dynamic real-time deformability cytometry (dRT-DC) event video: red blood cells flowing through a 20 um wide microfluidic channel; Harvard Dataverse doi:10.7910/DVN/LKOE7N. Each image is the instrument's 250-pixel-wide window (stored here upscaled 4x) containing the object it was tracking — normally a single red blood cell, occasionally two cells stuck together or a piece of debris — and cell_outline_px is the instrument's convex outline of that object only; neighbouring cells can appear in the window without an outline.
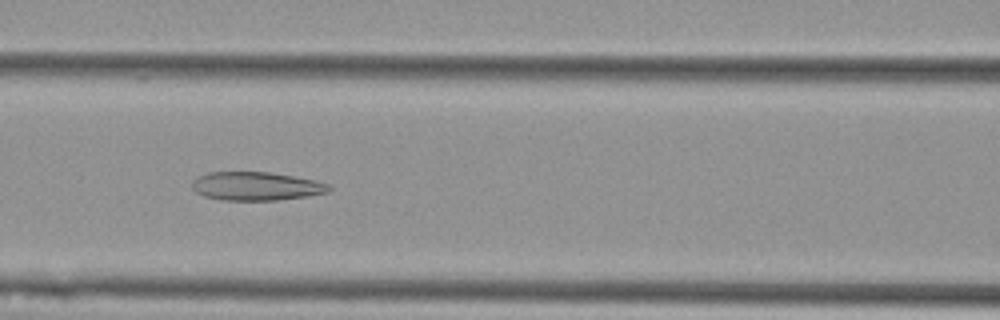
{"species": "Egyptian fruit bat (a non-hibernating species)", "species_latin": "Rousettus aegyptiacus", "temperature_condition": "cold", "stored_images_in_passage": 38, "camera_frame_rate_fps": 3000, "um_per_image_px": 0.085, "animal": {"sex": "female"}, "frame": {"image": 1, "passage_image": 12, "time_ms": 3.667, "image_size_px": [1000, 320], "cell_outline_px": [[332, 188], [328, 192], [308, 196], [276, 200], [224, 200], [204, 196], [196, 192], [192, 188], [192, 180], [208, 172], [268, 172], [316, 180], [328, 184]], "centroid_in_image_um": [21.77, 15.82], "position_along_channel_um": 144.8, "area_um2": 22.66}}
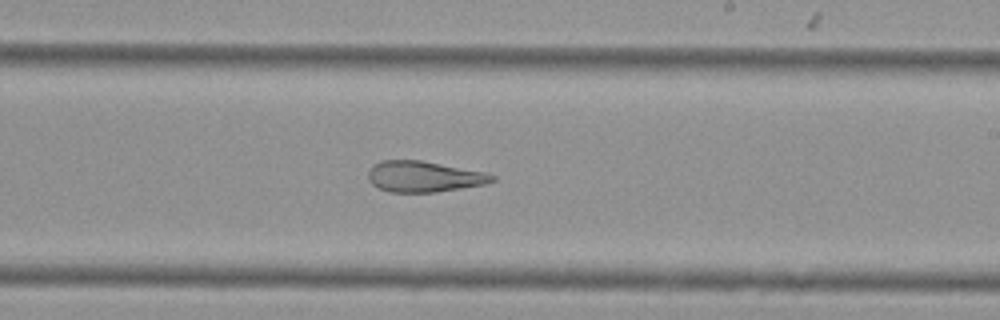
{"frame": {"image": 2, "passage_image": 21, "time_ms": 6.667, "image_size_px": [1000, 320], "cell_outline_px": [[496, 180], [484, 184], [436, 192], [392, 192], [380, 188], [372, 184], [368, 180], [368, 168], [372, 164], [380, 160], [420, 160], [484, 172], [496, 176]], "centroid_in_image_um": [35.98, 15.0], "position_along_channel_um": 253.0, "area_um2": 22.25}}
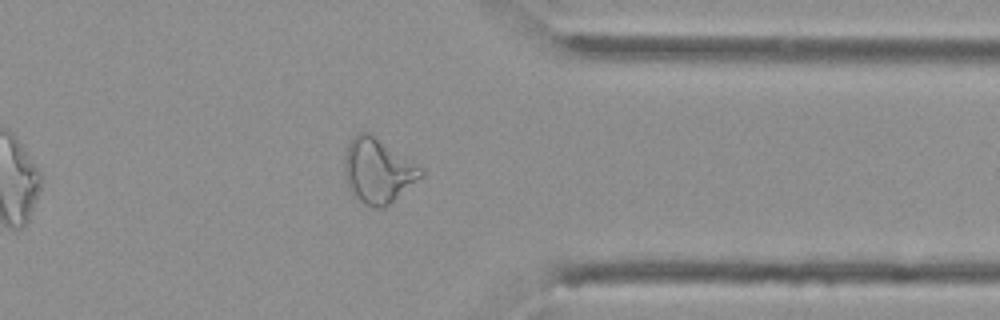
{"frame": {"image": 3, "passage_image": 32, "time_ms": 10.333, "image_size_px": [1000, 320], "cell_outline_px": [[424, 176], [384, 208], [372, 208], [364, 204], [352, 192], [344, 180], [344, 156], [348, 144], [352, 136], [356, 132], [372, 132], [424, 168]], "centroid_in_image_um": [32.13, 14.47], "position_along_channel_um": 379.3, "area_um2": 29.48}, "authors_computed_cell_mechanics": {"area_um2": 24.3627, "velocity_mm_per_s": 3.6205, "shape_relaxation_time_tau1_ms": null, "shape_relaxation_time_tau2_ms": 2.826, "deformation_change_tau1": null, "deformation_change_tau2": 0.1213}}